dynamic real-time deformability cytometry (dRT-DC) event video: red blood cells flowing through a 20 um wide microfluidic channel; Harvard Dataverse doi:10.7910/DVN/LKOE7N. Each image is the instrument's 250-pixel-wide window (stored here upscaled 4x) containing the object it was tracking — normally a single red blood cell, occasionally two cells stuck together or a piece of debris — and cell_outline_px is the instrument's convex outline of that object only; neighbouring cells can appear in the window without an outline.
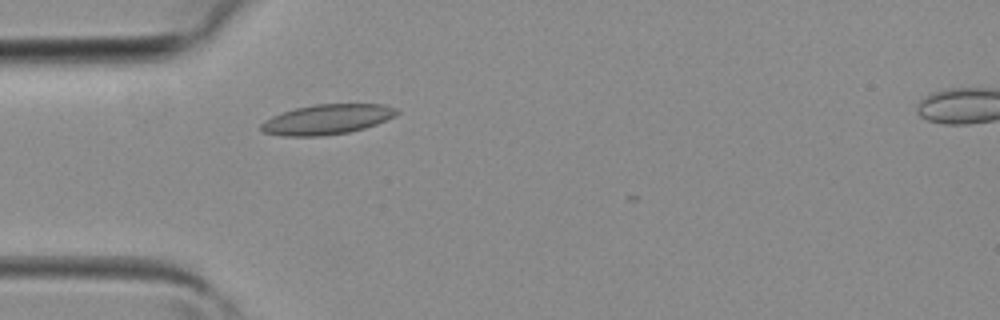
{"species": "common noctule bat (a hibernating species)", "species_latin": "Nyctalus noctula", "temperature_condition": "room temperature", "stored_images_in_passage": 4, "camera_frame_rate_fps": 3000, "um_per_image_px": 0.085, "animal": {"sex": "female", "body_mass_g": 19.3, "forearm_length_mm": 54.1}, "frame": {"image": 1, "passage_image": 3, "time_ms": 0.667, "image_size_px": [1000, 320], "cell_outline_px": [[400, 112], [376, 124], [364, 128], [348, 132], [320, 136], [280, 136], [264, 132], [260, 128], [260, 124], [272, 116], [296, 108], [316, 104], [384, 104], [396, 108]], "centroid_in_image_um": [27.78, 10.15], "position_along_channel_um": 57.2, "area_um2": 23.47}}